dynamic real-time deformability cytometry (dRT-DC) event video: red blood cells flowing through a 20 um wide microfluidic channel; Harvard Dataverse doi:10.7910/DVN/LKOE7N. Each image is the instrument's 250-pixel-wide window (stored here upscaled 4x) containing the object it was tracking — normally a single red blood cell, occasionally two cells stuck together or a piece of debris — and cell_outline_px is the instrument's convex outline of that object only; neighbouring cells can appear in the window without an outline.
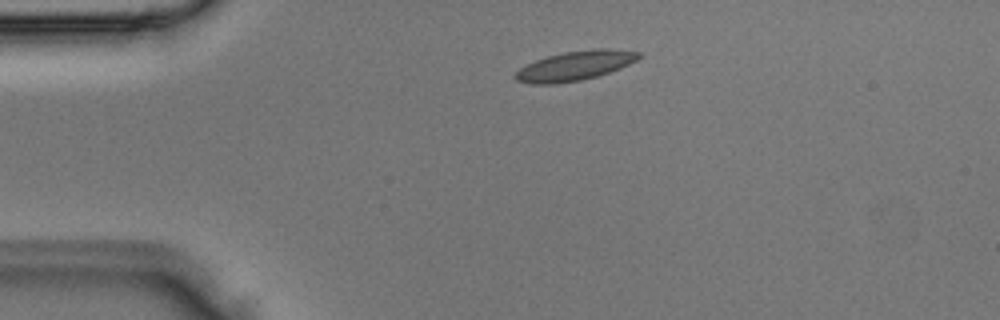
{"species": "Egyptian fruit bat (a non-hibernating species)", "species_latin": "Rousettus aegyptiacus", "temperature_condition": "room temperature", "stored_images_in_passage": 2, "camera_frame_rate_fps": 3000, "um_per_image_px": 0.085, "animal": {"sex": "male"}, "frame": {"image": 1, "passage_image": 1, "time_ms": 0.0, "image_size_px": [1000, 320], "cell_outline_px": [[644, 56], [620, 68], [596, 76], [580, 80], [556, 84], [528, 84], [516, 80], [512, 76], [520, 68], [536, 60], [548, 56], [564, 52], [592, 48], [608, 48], [640, 52]], "centroid_in_image_um": [48.87, 5.58], "position_along_channel_um": 36.1, "area_um2": 21.21}}